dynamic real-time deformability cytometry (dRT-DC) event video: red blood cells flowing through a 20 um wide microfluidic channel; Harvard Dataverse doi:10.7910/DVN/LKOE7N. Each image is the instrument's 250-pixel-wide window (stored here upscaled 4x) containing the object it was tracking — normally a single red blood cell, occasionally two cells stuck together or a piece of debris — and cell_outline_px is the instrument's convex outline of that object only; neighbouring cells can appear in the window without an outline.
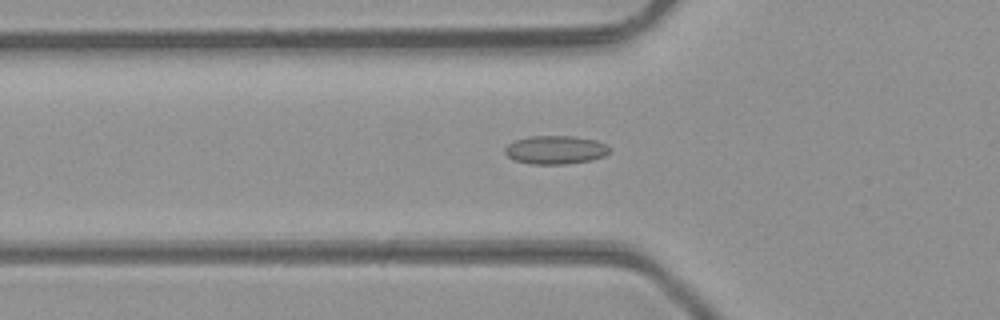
{"species": "common noctule bat (a hibernating species)", "species_latin": "Nyctalus noctula", "temperature_condition": "room temperature", "stored_images_in_passage": 33, "camera_frame_rate_fps": 3000, "um_per_image_px": 0.085, "animal": {"sex": "male", "body_mass_g": 23.1, "forearm_length_mm": 52.7}, "frame": {"image": 1, "passage_image": 2, "time_ms": 0.333, "image_size_px": [1000, 320], "cell_outline_px": [[612, 152], [604, 156], [592, 160], [564, 164], [532, 164], [512, 160], [504, 152], [504, 148], [508, 144], [516, 140], [528, 136], [572, 136], [596, 140], [612, 148]], "centroid_in_image_um": [47.23, 12.74], "position_along_channel_um": 78.6, "area_um2": 17.51}}
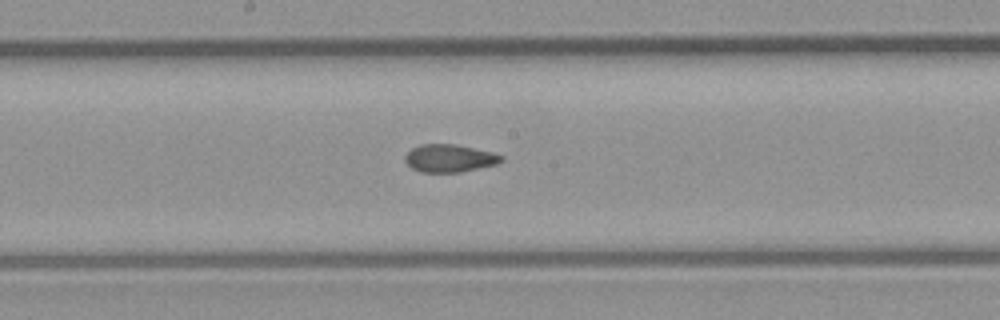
{"frame": {"image": 2, "passage_image": 11, "time_ms": 3.333, "image_size_px": [1000, 320], "cell_outline_px": [[504, 160], [496, 164], [460, 172], [420, 172], [412, 168], [404, 160], [404, 156], [412, 148], [420, 144], [456, 144], [492, 152], [504, 156]], "centroid_in_image_um": [38.2, 13.44], "position_along_channel_um": 210.0, "area_um2": 15.55}}
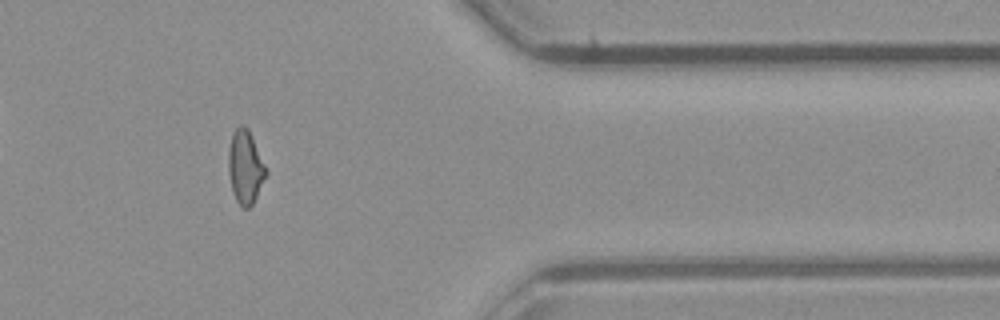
{"frame": {"image": 3, "passage_image": 25, "time_ms": 8.0, "image_size_px": [1000, 320], "cell_outline_px": [[268, 172], [252, 204], [248, 208], [244, 208], [236, 200], [232, 192], [228, 172], [228, 152], [232, 136], [236, 128], [240, 124], [244, 124], [248, 128], [268, 168]], "centroid_in_image_um": [20.86, 14.17], "position_along_channel_um": 390.5, "area_um2": 16.18}, "authors_computed_cell_mechanics": {"area_um2": 15.6638, "velocity_mm_per_s": 4.3303, "shape_relaxation_time_tau1_ms": null, "shape_relaxation_time_tau2_ms": 1.1705, "deformation_change_tau1": null, "deformation_change_tau2": 0.0678}}